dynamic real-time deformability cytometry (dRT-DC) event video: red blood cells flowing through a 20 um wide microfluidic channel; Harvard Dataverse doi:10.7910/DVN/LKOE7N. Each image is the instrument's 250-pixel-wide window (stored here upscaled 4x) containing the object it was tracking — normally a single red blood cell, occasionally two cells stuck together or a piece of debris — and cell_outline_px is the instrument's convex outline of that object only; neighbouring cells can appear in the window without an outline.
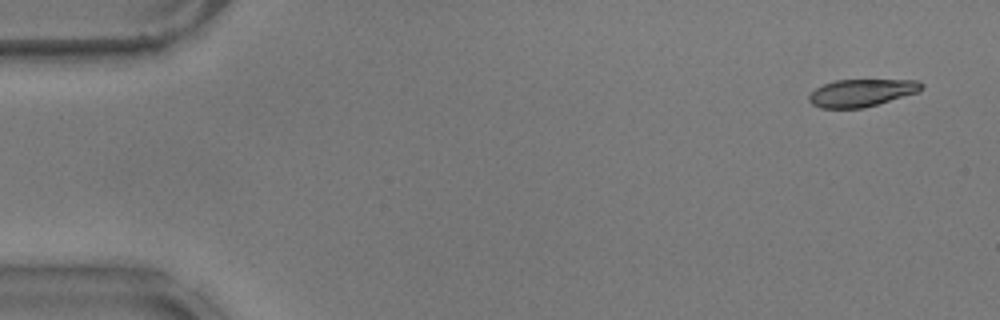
{"species": "common noctule bat (a hibernating species)", "species_latin": "Nyctalus noctula", "temperature_condition": "warm", "stored_images_in_passage": 14, "camera_frame_rate_fps": 3000, "um_per_image_px": 0.085, "animal": {"sex": "male", "body_mass_g": 17.9}, "frame": {"image": 1, "passage_image": 3, "time_ms": 0.667, "image_size_px": [1000, 320], "cell_outline_px": [[924, 88], [920, 92], [864, 108], [820, 108], [812, 104], [808, 100], [808, 96], [816, 88], [824, 84], [836, 80], [916, 80], [924, 84]], "centroid_in_image_um": [73.26, 7.89], "position_along_channel_um": 11.7, "area_um2": 18.09}}